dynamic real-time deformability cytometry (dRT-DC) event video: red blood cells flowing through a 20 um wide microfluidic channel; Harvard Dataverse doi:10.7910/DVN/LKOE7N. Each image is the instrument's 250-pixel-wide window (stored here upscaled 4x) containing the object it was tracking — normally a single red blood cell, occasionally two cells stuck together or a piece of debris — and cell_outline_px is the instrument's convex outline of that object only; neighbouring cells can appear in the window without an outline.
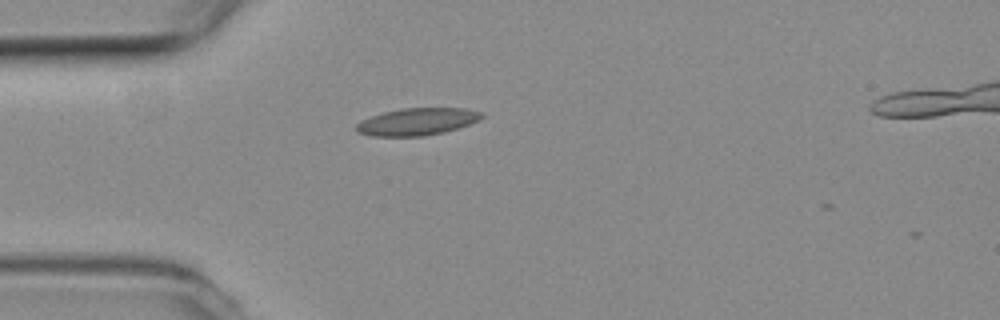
{"species": "common noctule bat (a hibernating species)", "species_latin": "Nyctalus noctula", "temperature_condition": "room temperature", "stored_images_in_passage": 3, "camera_frame_rate_fps": 3000, "um_per_image_px": 0.085, "animal": {"sex": "female", "body_mass_g": 19.3, "forearm_length_mm": 54.1}, "frame": {"image": 1, "passage_image": 1, "time_ms": 0.0, "image_size_px": [1000, 320], "cell_outline_px": [[484, 116], [480, 120], [444, 132], [424, 136], [372, 136], [356, 132], [356, 124], [360, 120], [384, 112], [400, 108], [464, 108], [484, 112]], "centroid_in_image_um": [35.46, 10.34], "position_along_channel_um": 49.5, "area_um2": 19.94}}